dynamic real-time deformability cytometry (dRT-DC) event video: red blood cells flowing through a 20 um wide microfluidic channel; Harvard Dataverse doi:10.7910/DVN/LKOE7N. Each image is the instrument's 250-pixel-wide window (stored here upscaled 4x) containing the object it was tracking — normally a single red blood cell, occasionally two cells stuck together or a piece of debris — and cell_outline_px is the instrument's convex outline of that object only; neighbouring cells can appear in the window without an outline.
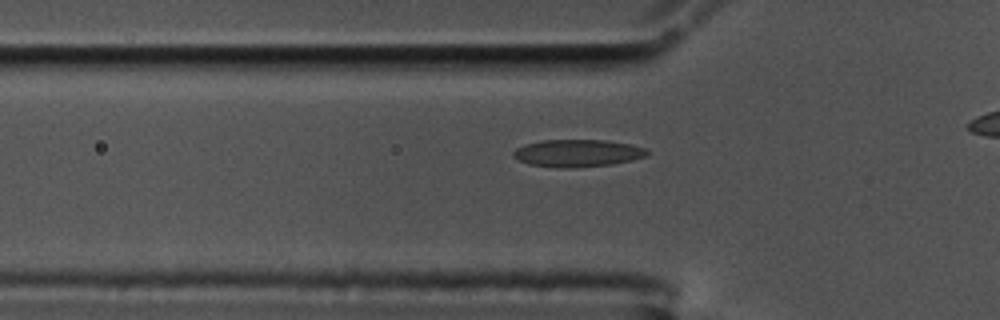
{"species": "common noctule bat (a hibernating species)", "species_latin": "Nyctalus noctula", "temperature_condition": "cold", "stored_images_in_passage": 31, "camera_frame_rate_fps": 3000, "um_per_image_px": 0.085, "animal": {"sex": "male", "body_mass_g": 17.5, "forearm_length_mm": 52.3}, "frame": {"image": 1, "passage_image": 3, "time_ms": 0.667, "image_size_px": [1000, 320], "cell_outline_px": [[648, 156], [632, 160], [612, 164], [572, 168], [556, 168], [528, 164], [512, 156], [512, 152], [516, 148], [524, 144], [544, 140], [604, 140], [632, 144], [644, 148], [648, 152]], "centroid_in_image_um": [49.08, 13.02], "position_along_channel_um": 76.7, "area_um2": 21.44}}
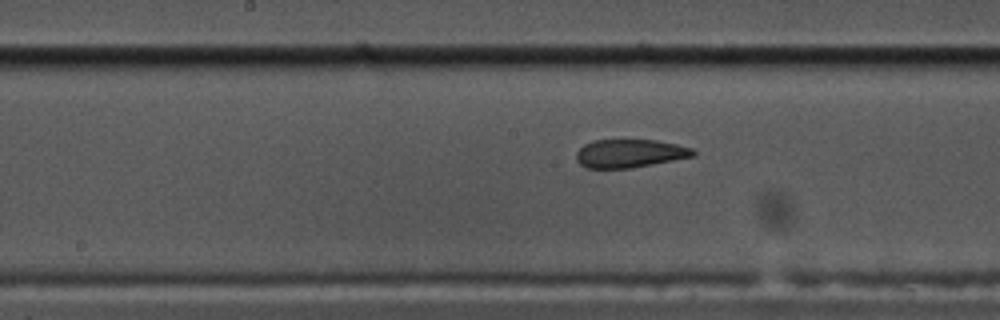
{"frame": {"image": 2, "passage_image": 13, "time_ms": 4.0, "image_size_px": [1000, 320], "cell_outline_px": [[696, 156], [632, 168], [584, 168], [576, 160], [576, 152], [584, 144], [592, 140], [656, 140], [676, 144], [692, 148], [696, 152]], "centroid_in_image_um": [53.52, 13.04], "position_along_channel_um": 194.7, "area_um2": 19.42}}
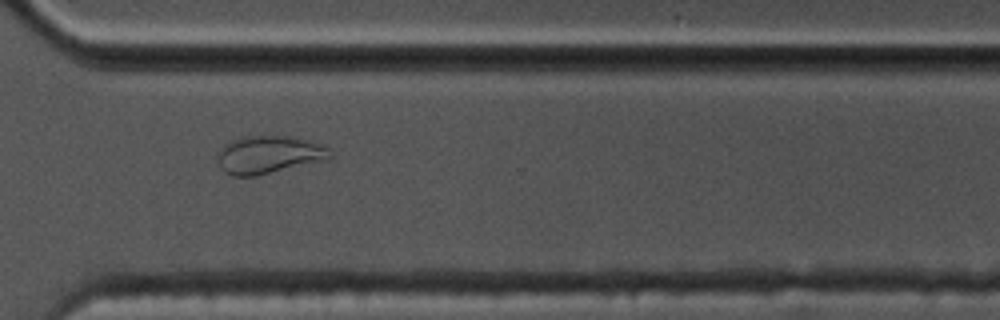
{"frame": {"image": 3, "passage_image": 26, "time_ms": 8.333, "image_size_px": [1000, 320], "cell_outline_px": [[332, 160], [256, 176], [232, 176], [224, 172], [220, 168], [216, 152], [224, 144], [232, 140], [244, 136], [288, 136], [308, 140], [324, 144], [328, 148], [332, 156]], "centroid_in_image_um": [22.89, 13.16], "position_along_channel_um": 347.7, "area_um2": 25.43}}